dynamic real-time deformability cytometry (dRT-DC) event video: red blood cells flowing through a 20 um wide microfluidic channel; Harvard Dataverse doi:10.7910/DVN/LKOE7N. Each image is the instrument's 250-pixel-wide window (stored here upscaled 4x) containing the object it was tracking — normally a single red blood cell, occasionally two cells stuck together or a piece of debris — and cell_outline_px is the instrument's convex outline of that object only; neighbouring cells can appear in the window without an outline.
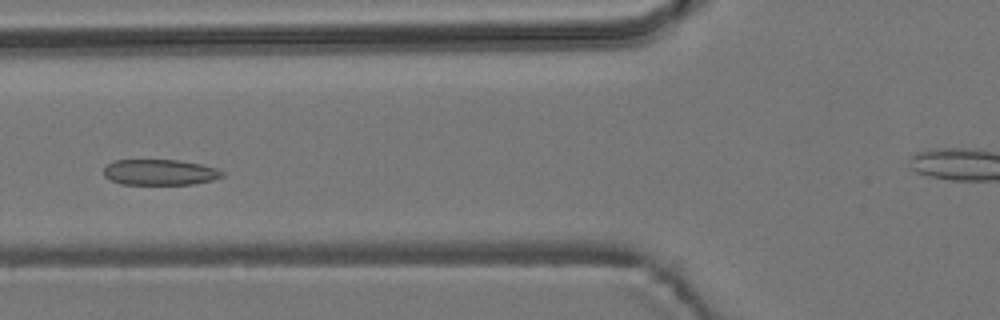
{"species": "common noctule bat (a hibernating species)", "species_latin": "Nyctalus noctula", "temperature_condition": "room temperature", "stored_images_in_passage": 10, "segment_of_instrument_passage": [1, 2], "camera_frame_rate_fps": 3000, "um_per_image_px": 0.085, "animal": {"sex": "male", "body_mass_g": 19.2, "forearm_length_mm": 51.8}, "frame": {"image": 1, "passage_image": 5, "time_ms": 1.333, "image_size_px": [1000, 320], "cell_outline_px": [[224, 176], [212, 180], [192, 184], [120, 184], [108, 180], [104, 176], [104, 168], [108, 164], [116, 160], [180, 160], [200, 164], [216, 168], [224, 172]], "centroid_in_image_um": [13.57, 14.64], "position_along_channel_um": 112.2, "area_um2": 17.8}}
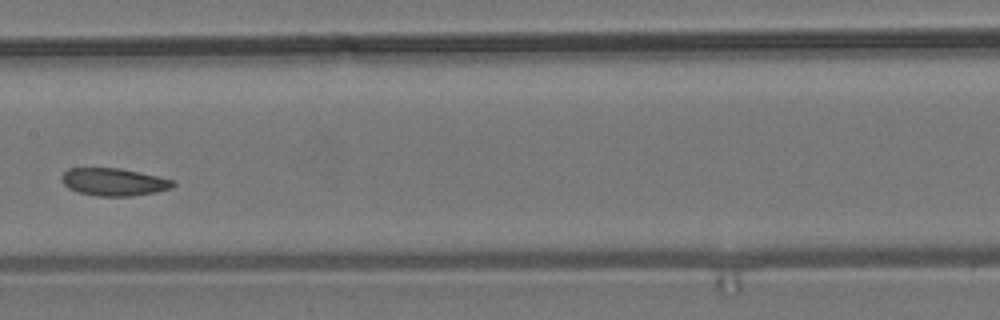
{"frame": {"image": 2, "passage_image": 7, "time_ms": 2.0, "image_size_px": [1000, 320], "cell_outline_px": [[176, 184], [172, 188], [156, 192], [132, 196], [96, 196], [80, 192], [68, 188], [60, 180], [60, 176], [68, 168], [120, 168], [156, 176], [172, 180]], "centroid_in_image_um": [9.64, 15.47], "position_along_channel_um": 197.8, "area_um2": 17.86}}
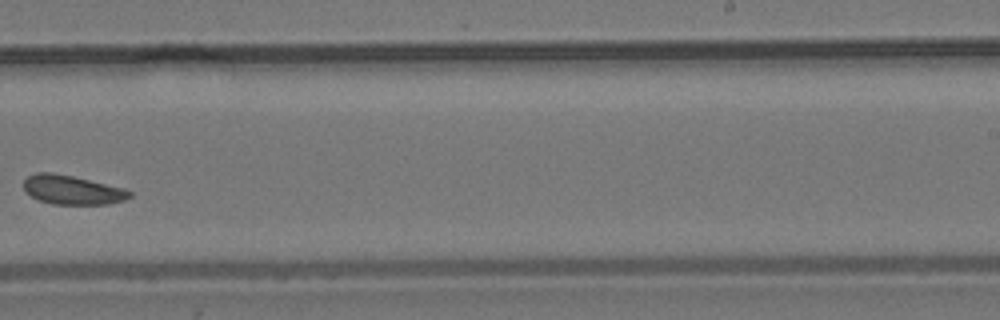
{"frame": {"image": 3, "passage_image": 9, "time_ms": 2.667, "image_size_px": [1000, 320], "cell_outline_px": [[132, 196], [124, 200], [108, 204], [52, 204], [40, 200], [24, 192], [24, 180], [28, 176], [36, 172], [52, 172], [72, 176], [124, 188], [132, 192]], "centroid_in_image_um": [6.13, 16.14], "position_along_channel_um": 282.9, "area_um2": 17.92}}